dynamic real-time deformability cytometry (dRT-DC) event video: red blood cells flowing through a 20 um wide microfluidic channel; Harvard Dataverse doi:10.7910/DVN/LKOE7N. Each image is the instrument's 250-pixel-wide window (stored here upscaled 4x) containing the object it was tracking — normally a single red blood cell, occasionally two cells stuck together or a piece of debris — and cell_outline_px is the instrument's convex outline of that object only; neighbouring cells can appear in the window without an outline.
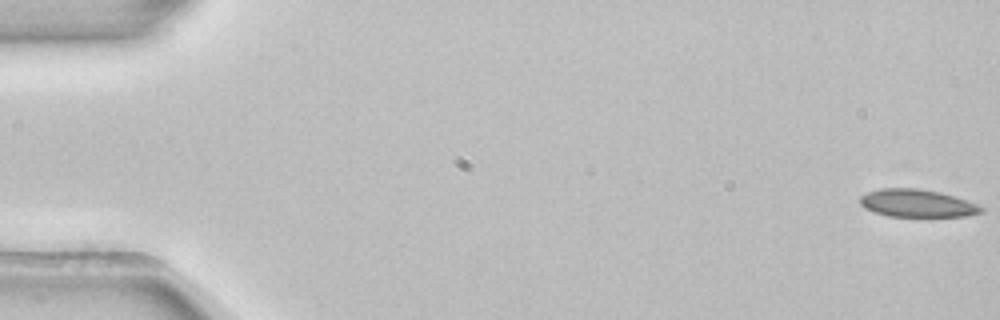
{"species": "common noctule bat (a hibernating species)", "species_latin": "Nyctalus noctula", "temperature_condition": "room temperature", "stored_images_in_passage": 54, "camera_frame_rate_fps": 3000, "um_per_image_px": 0.085, "animal": {"sex": "female", "body_mass_g": 22.7, "forearm_length_mm": 54.2}, "frame": {"image": 1, "passage_image": 1, "time_ms": 0.0, "image_size_px": [1000, 320], "cell_outline_px": [[984, 212], [964, 216], [888, 216], [864, 208], [860, 204], [860, 196], [868, 192], [880, 188], [916, 188], [940, 192], [976, 204], [984, 208]], "centroid_in_image_um": [77.92, 17.27], "position_along_channel_um": 7.1, "area_um2": 19.31}}
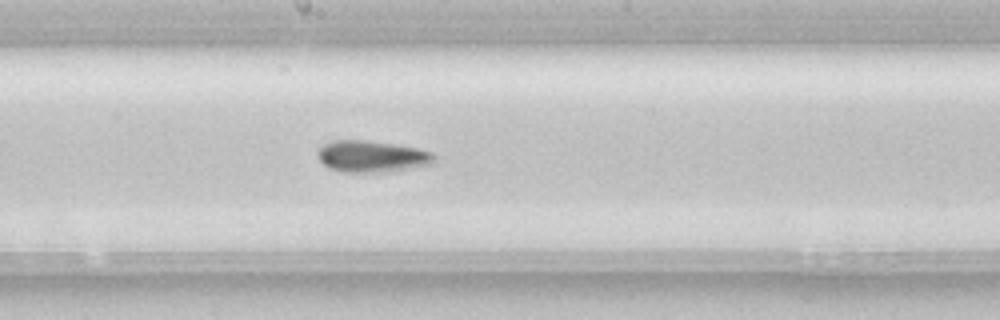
{"frame": {"image": 2, "passage_image": 29, "time_ms": 9.333, "image_size_px": [1000, 320], "cell_outline_px": [[436, 160], [432, 164], [384, 172], [340, 172], [328, 168], [316, 156], [316, 152], [324, 144], [332, 140], [364, 140], [392, 144], [416, 148], [432, 152], [436, 156]], "centroid_in_image_um": [31.57, 13.3], "position_along_channel_um": 216.6, "area_um2": 21.44}}
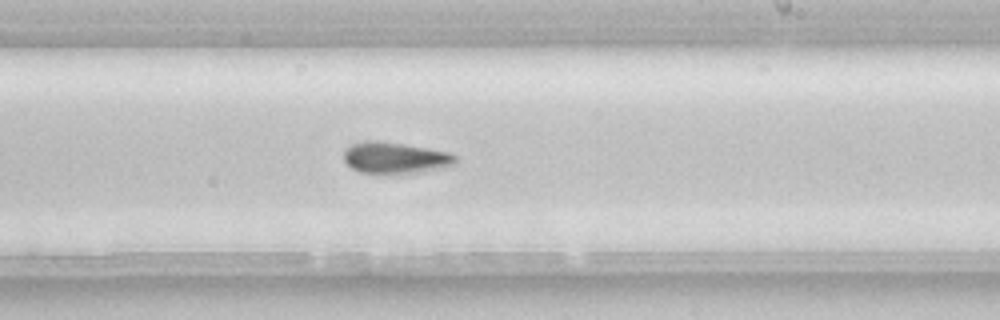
{"frame": {"image": 3, "passage_image": 32, "time_ms": 10.333, "image_size_px": [1000, 320], "cell_outline_px": [[456, 164], [444, 168], [412, 172], [360, 172], [352, 168], [344, 160], [344, 148], [352, 144], [364, 140], [376, 140], [404, 144], [428, 148], [448, 152], [456, 156]], "centroid_in_image_um": [33.58, 13.38], "position_along_channel_um": 255.4, "area_um2": 20.11}, "authors_computed_cell_mechanics": {"area_um2": 20.0566, "velocity_mm_per_s": 3.9075, "shape_relaxation_time_tau1_ms": 8.6838, "shape_relaxation_time_tau2_ms": null, "deformation_change_tau1": 0.1346, "deformation_change_tau2": null}}